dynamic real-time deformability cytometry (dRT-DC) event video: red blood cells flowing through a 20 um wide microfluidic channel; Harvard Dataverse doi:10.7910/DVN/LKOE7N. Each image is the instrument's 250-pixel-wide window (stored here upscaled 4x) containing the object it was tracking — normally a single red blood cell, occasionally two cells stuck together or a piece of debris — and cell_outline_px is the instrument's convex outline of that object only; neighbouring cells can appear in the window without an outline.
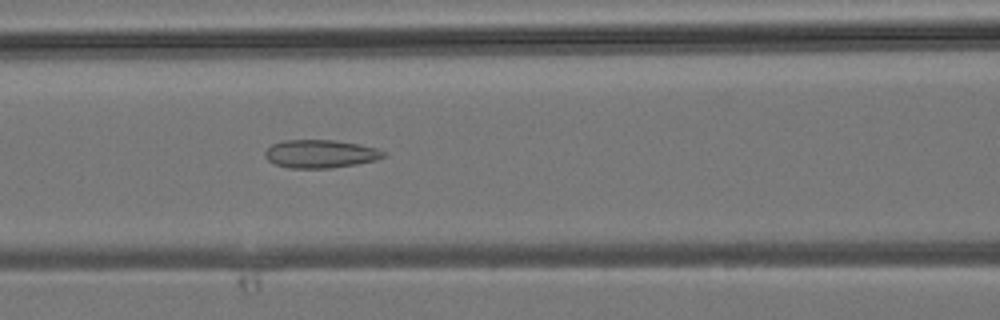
{"species": "common noctule bat (a hibernating species)", "species_latin": "Nyctalus noctula", "temperature_condition": "room temperature", "stored_images_in_passage": 41, "camera_frame_rate_fps": 3000, "um_per_image_px": 0.085, "animal": {"sex": "male", "body_mass_g": 19.2, "forearm_length_mm": 51.8}, "frame": {"image": 1, "passage_image": 17, "time_ms": 5.333, "image_size_px": [1000, 320], "cell_outline_px": [[388, 152], [384, 156], [376, 160], [356, 164], [332, 168], [288, 168], [276, 164], [268, 160], [264, 156], [264, 152], [272, 144], [284, 140], [336, 140], [360, 144], [376, 148]], "centroid_in_image_um": [27.25, 13.07], "position_along_channel_um": 139.4, "area_um2": 19.54}}
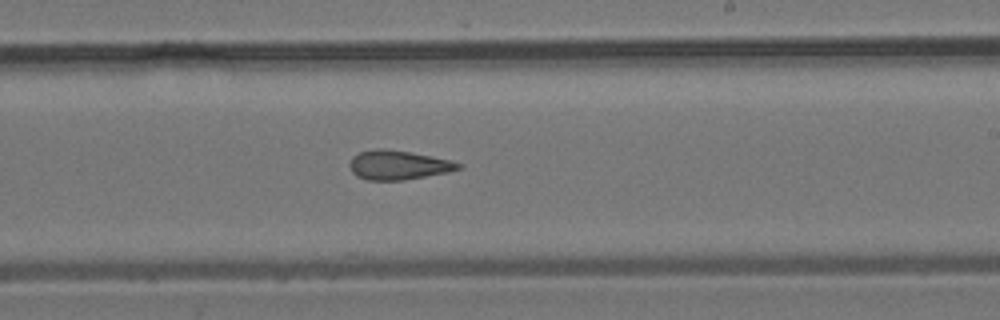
{"frame": {"image": 2, "passage_image": 24, "time_ms": 7.667, "image_size_px": [1000, 320], "cell_outline_px": [[464, 168], [448, 172], [404, 180], [368, 180], [356, 176], [352, 172], [348, 164], [352, 156], [360, 152], [376, 148], [384, 148], [432, 156], [452, 160], [464, 164]], "centroid_in_image_um": [33.87, 14.02], "position_along_channel_um": 255.1, "area_um2": 18.73}}
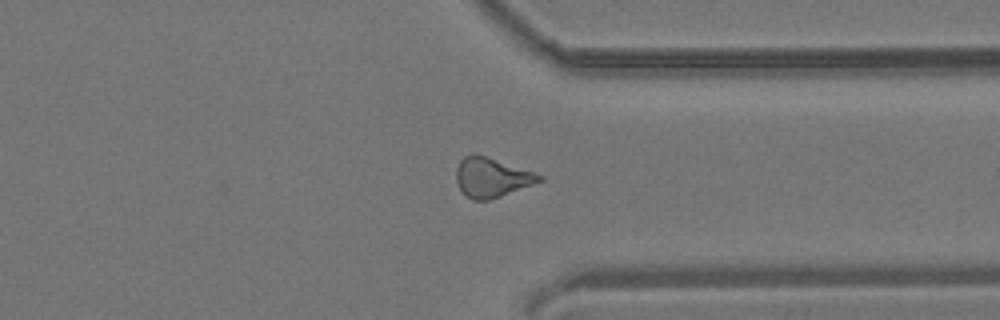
{"frame": {"image": 3, "passage_image": 31, "time_ms": 10.0, "image_size_px": [1000, 320], "cell_outline_px": [[544, 180], [500, 196], [488, 200], [472, 200], [456, 184], [456, 168], [460, 160], [464, 156], [472, 152], [476, 152], [544, 176]], "centroid_in_image_um": [41.76, 15.05], "position_along_channel_um": 369.6, "area_um2": 19.07}}